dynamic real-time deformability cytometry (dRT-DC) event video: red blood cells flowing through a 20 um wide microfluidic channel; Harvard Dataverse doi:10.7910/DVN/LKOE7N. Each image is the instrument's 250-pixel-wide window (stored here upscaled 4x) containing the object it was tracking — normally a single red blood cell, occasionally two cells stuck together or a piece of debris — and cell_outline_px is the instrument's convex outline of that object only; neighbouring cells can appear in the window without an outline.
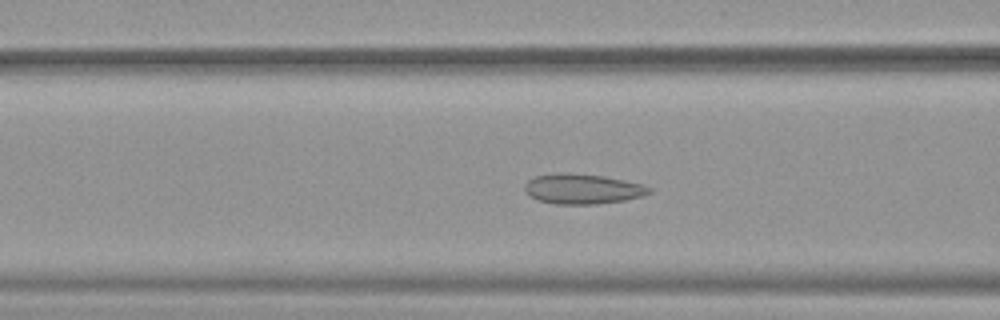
{"species": "common noctule bat (a hibernating species)", "species_latin": "Nyctalus noctula", "temperature_condition": "warm", "stored_images_in_passage": 53, "camera_frame_rate_fps": 3000, "um_per_image_px": 0.085, "animal": {"sex": "female", "body_mass_g": 19.9}, "frame": {"image": 1, "passage_image": 21, "time_ms": 6.667, "image_size_px": [1000, 320], "cell_outline_px": [[652, 192], [644, 196], [624, 200], [596, 204], [556, 204], [540, 200], [532, 196], [524, 188], [524, 184], [528, 180], [536, 176], [560, 172], [568, 172], [604, 176], [644, 184], [652, 188]], "centroid_in_image_um": [49.57, 16.04], "position_along_channel_um": 117.0, "area_um2": 21.85}}
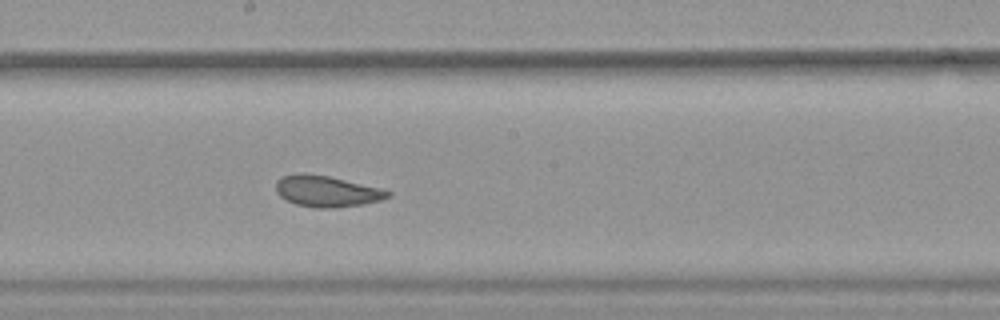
{"frame": {"image": 2, "passage_image": 29, "time_ms": 9.333, "image_size_px": [1000, 320], "cell_outline_px": [[392, 196], [380, 200], [364, 204], [336, 208], [316, 208], [296, 204], [284, 200], [276, 192], [276, 180], [280, 176], [328, 176], [380, 188], [392, 192]], "centroid_in_image_um": [27.81, 16.31], "position_along_channel_um": 220.4, "area_um2": 19.83}}
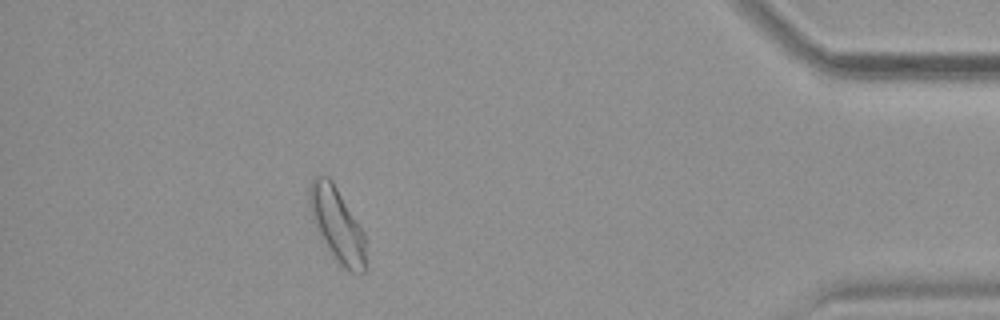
{"frame": {"image": 3, "passage_image": 47, "time_ms": 15.333, "image_size_px": [1000, 320], "cell_outline_px": [[368, 268], [360, 276], [348, 272], [336, 260], [320, 236], [312, 220], [308, 200], [308, 188], [312, 180], [316, 176], [328, 176], [332, 180], [364, 232]], "centroid_in_image_um": [28.68, 19.16], "position_along_channel_um": 406.5, "area_um2": 24.74}, "authors_computed_cell_mechanics": {"area_um2": 22.6576, "velocity_mm_per_s": 3.8898, "shape_relaxation_time_tau1_ms": null, "shape_relaxation_time_tau2_ms": 2.3885, "deformation_change_tau1": null, "deformation_change_tau2": 0.0863}}